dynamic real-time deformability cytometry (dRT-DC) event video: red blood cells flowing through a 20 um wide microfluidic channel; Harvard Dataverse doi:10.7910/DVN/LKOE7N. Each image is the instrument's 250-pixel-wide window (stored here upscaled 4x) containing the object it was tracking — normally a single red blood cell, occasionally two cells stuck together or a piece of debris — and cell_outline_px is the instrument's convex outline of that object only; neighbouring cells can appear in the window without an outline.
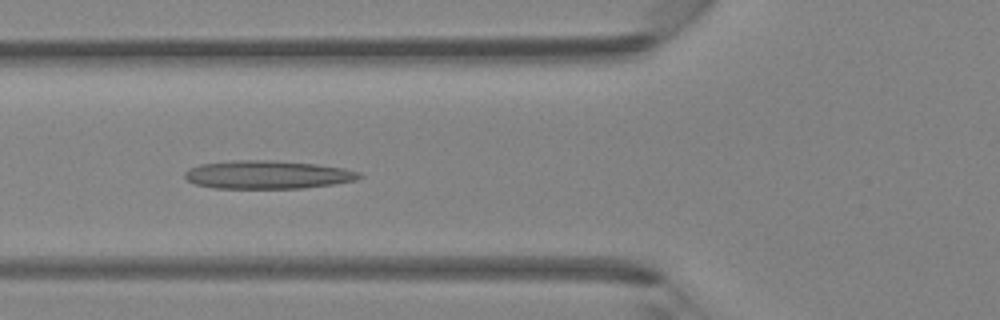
{"species": "Egyptian fruit bat (a non-hibernating species)", "species_latin": "Rousettus aegyptiacus", "temperature_condition": "room temperature", "stored_images_in_passage": 35, "camera_frame_rate_fps": 3000, "um_per_image_px": 0.085, "animal": {"sex": "female"}, "frame": {"image": 1, "passage_image": 7, "time_ms": 2.0, "image_size_px": [1000, 320], "cell_outline_px": [[364, 176], [356, 180], [332, 184], [304, 188], [212, 188], [196, 184], [188, 180], [184, 176], [184, 172], [188, 168], [200, 164], [236, 160], [268, 160], [316, 164], [344, 168], [360, 172]], "centroid_in_image_um": [22.74, 14.85], "position_along_channel_um": 103.1, "area_um2": 28.73}}
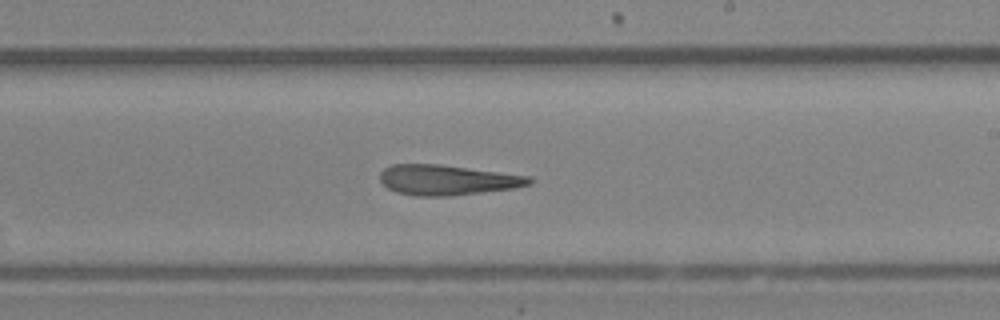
{"frame": {"image": 2, "passage_image": 17, "time_ms": 5.333, "image_size_px": [1000, 320], "cell_outline_px": [[532, 184], [516, 188], [448, 196], [416, 196], [396, 192], [388, 188], [380, 180], [380, 172], [384, 168], [392, 164], [440, 164], [532, 176]], "centroid_in_image_um": [38.04, 15.29], "position_along_channel_um": 251.0, "area_um2": 26.41}}
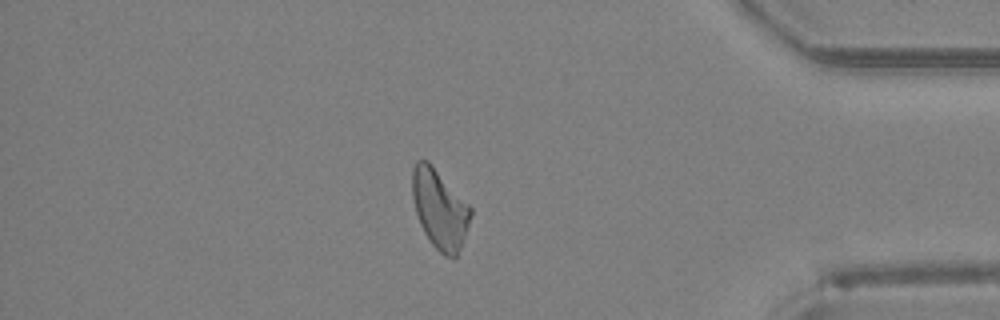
{"frame": {"image": 3, "passage_image": 29, "time_ms": 9.333, "image_size_px": [1000, 320], "cell_outline_px": [[472, 216], [456, 256], [444, 256], [432, 244], [424, 232], [420, 224], [416, 212], [412, 196], [412, 168], [416, 160], [428, 160], [472, 208]], "centroid_in_image_um": [37.35, 17.73], "position_along_channel_um": 397.8, "area_um2": 26.59}}